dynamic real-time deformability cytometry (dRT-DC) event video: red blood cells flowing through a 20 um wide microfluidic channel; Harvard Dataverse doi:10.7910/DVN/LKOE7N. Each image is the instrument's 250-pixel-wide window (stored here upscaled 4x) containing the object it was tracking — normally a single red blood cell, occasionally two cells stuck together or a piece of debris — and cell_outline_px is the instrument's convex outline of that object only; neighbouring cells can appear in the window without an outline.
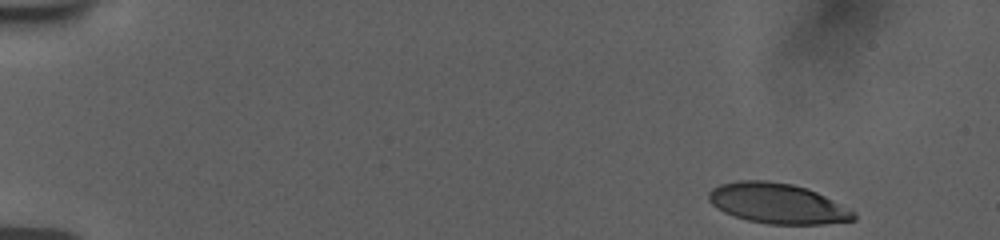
{"species": "human", "species_latin": "Homo sapiens", "temperature_condition": "room temperature", "stored_images_in_passage": 51, "camera_frame_rate_fps": 3000, "um_per_image_px": 0.085, "donor": {"sex": "female"}, "frame": {"image": 1, "passage_image": 1, "time_ms": 0.0, "image_size_px": [1000, 240], "cell_outline_px": [[856, 220], [824, 224], [768, 224], [748, 220], [724, 212], [716, 208], [708, 200], [708, 192], [712, 188], [720, 184], [736, 180], [768, 180], [792, 184], [808, 188], [856, 212]], "centroid_in_image_um": [66.07, 17.28], "position_along_channel_um": 18.9, "area_um2": 34.1}}
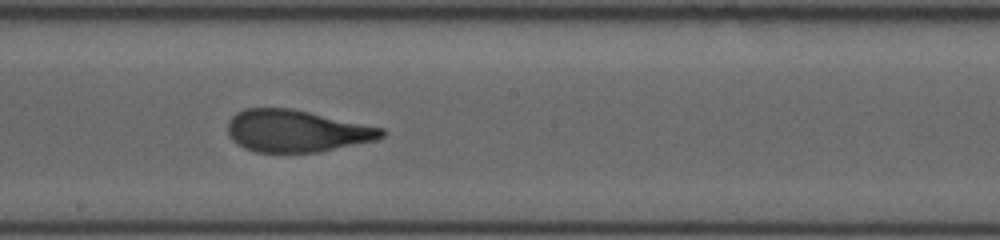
{"frame": {"image": 2, "passage_image": 28, "time_ms": 9.0, "image_size_px": [1000, 240], "cell_outline_px": [[388, 132], [384, 136], [376, 140], [320, 152], [256, 152], [244, 148], [236, 144], [228, 136], [228, 120], [236, 112], [244, 108], [292, 108], [384, 128]], "centroid_in_image_um": [25.2, 11.13], "position_along_channel_um": 223.0, "area_um2": 38.03}}
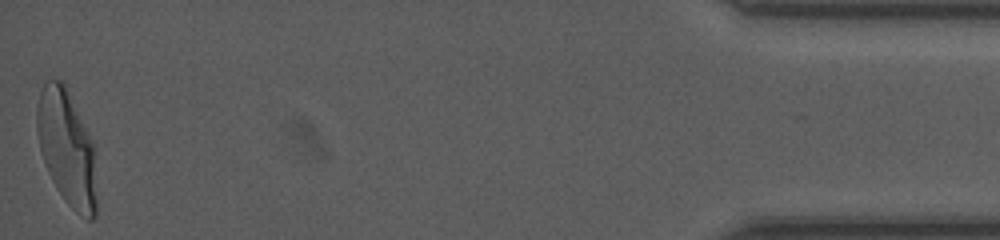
{"frame": {"image": 3, "passage_image": 51, "time_ms": 16.667, "image_size_px": [1000, 240], "cell_outline_px": [[96, 216], [92, 220], [88, 220], [80, 216], [64, 200], [52, 180], [48, 172], [40, 148], [36, 128], [36, 112], [40, 92], [44, 80], [60, 80], [64, 84], [92, 144], [96, 200]], "centroid_in_image_um": [5.64, 12.62], "position_along_channel_um": 429.6, "area_um2": 39.02}, "authors_computed_cell_mechanics": {"area_um2": 38.0324, "velocity_mm_per_s": 3.7555, "shape_relaxation_time_tau1_ms": 5.7911, "shape_relaxation_time_tau2_ms": 0.7416, "deformation_change_tau1": 0.2541, "deformation_change_tau2": 0.0809}}